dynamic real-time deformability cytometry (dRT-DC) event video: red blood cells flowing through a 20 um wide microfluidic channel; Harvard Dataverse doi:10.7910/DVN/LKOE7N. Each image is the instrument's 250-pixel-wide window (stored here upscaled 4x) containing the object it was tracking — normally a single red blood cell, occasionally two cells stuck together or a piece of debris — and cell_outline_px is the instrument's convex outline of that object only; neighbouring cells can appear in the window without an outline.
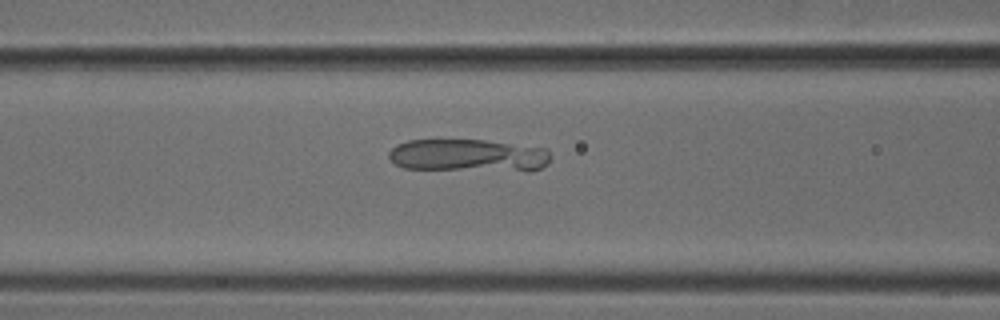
{"species": "common noctule bat (a hibernating species)", "species_latin": "Nyctalus noctula", "temperature_condition": "cold", "stored_images_in_passage": 42, "camera_frame_rate_fps": 3000, "um_per_image_px": 0.085, "animal": {"sex": "male", "body_mass_g": 18.8}, "frame": {"image": 1, "passage_image": 12, "time_ms": 3.667, "image_size_px": [1000, 320], "cell_outline_px": [[552, 156], [548, 164], [540, 168], [528, 172], [404, 168], [396, 164], [388, 156], [388, 152], [396, 144], [408, 140], [484, 140], [548, 148]], "centroid_in_image_um": [39.88, 13.23], "position_along_channel_um": 126.7, "area_um2": 31.39}}
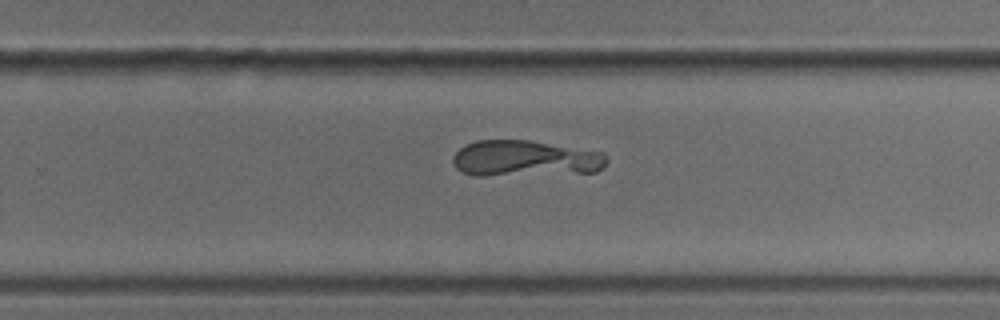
{"frame": {"image": 2, "passage_image": 24, "time_ms": 7.667, "image_size_px": [1000, 320], "cell_outline_px": [[608, 160], [604, 168], [596, 172], [484, 176], [476, 176], [460, 172], [456, 168], [452, 160], [452, 156], [460, 148], [476, 140], [528, 140], [604, 152]], "centroid_in_image_um": [44.64, 13.48], "position_along_channel_um": 285.2, "area_um2": 32.6}}
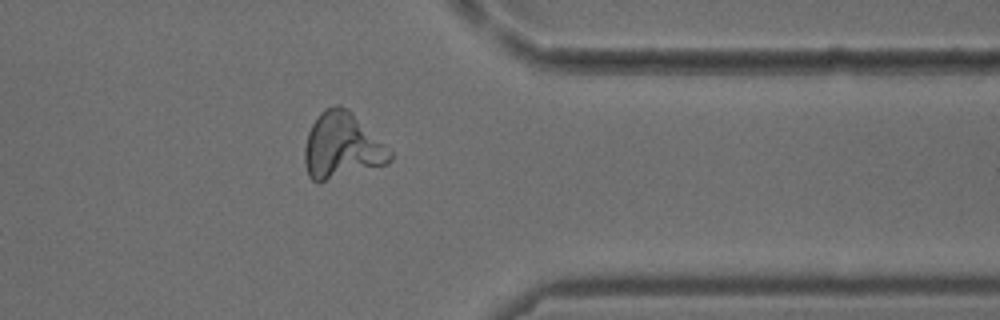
{"frame": {"image": 3, "passage_image": 32, "time_ms": 10.333, "image_size_px": [1000, 320], "cell_outline_px": [[392, 160], [388, 164], [320, 184], [312, 180], [308, 176], [304, 164], [304, 148], [308, 132], [312, 124], [320, 112], [324, 108], [336, 104], [340, 104], [348, 108], [392, 152]], "centroid_in_image_um": [29.04, 12.44], "position_along_channel_um": 382.4, "area_um2": 33.35}}